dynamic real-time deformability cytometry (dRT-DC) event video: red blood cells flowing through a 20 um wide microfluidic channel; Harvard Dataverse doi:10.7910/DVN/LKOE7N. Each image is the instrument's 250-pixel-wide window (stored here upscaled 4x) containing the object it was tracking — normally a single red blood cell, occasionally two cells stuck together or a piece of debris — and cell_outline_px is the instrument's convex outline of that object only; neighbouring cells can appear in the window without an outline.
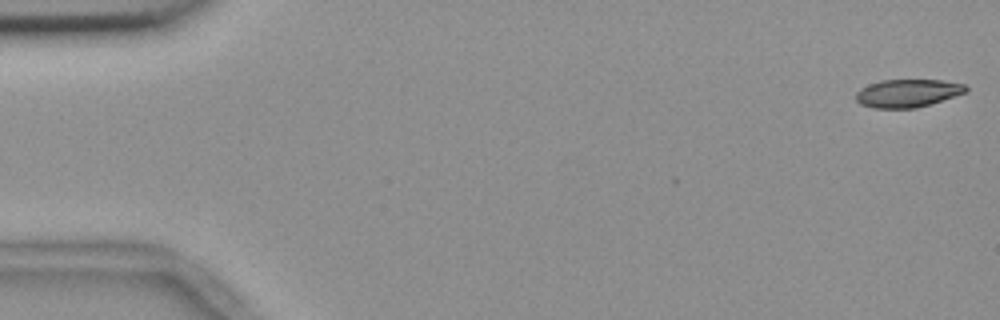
{"species": "common noctule bat (a hibernating species)", "species_latin": "Nyctalus noctula", "temperature_condition": "room temperature", "stored_images_in_passage": 17, "camera_frame_rate_fps": 3000, "um_per_image_px": 0.085, "animal": {"sex": "female", "body_mass_g": 18.4}, "frame": {"image": 1, "passage_image": 1, "time_ms": 0.0, "image_size_px": [1000, 320], "cell_outline_px": [[968, 92], [916, 108], [872, 108], [860, 104], [856, 100], [856, 92], [860, 88], [868, 84], [880, 80], [944, 80], [964, 84], [968, 88]], "centroid_in_image_um": [77.14, 7.91], "position_along_channel_um": 7.9, "area_um2": 18.03}}